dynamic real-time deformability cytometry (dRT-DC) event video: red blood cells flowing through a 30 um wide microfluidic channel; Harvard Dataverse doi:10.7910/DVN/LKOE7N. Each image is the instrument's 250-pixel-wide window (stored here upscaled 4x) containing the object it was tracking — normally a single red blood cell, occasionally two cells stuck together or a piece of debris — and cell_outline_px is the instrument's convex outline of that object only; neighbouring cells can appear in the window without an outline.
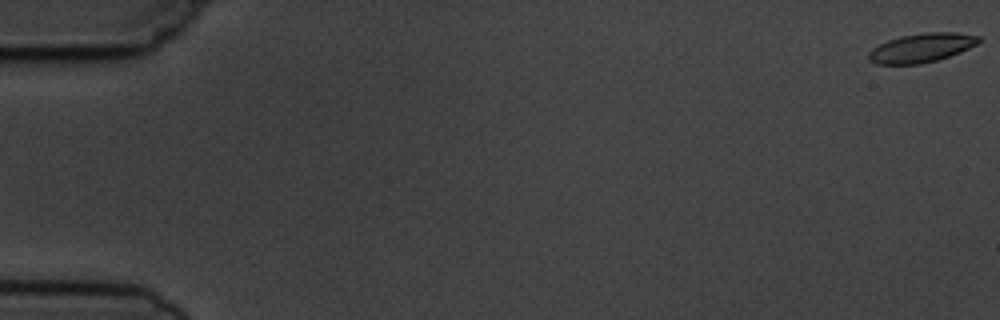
{"species": "common noctule bat (a hibernating species)", "species_latin": "Nyctalus noctula", "temperature_condition": "cold", "stored_images_in_passage": 5, "camera_frame_rate_fps": 3000, "um_per_image_px": 0.085, "animal": {"sex": "male", "body_mass_g": 19.5, "forearm_length_mm": 54.6}, "frame": {"image": 1, "passage_image": 1, "time_ms": 0.0, "image_size_px": [1000, 320], "cell_outline_px": [[980, 40], [976, 44], [960, 52], [936, 60], [920, 64], [876, 64], [868, 60], [868, 52], [872, 48], [888, 40], [900, 36], [928, 32], [956, 32], [980, 36]], "centroid_in_image_um": [78.3, 4.06], "position_along_channel_um": 6.7, "area_um2": 18.5}}